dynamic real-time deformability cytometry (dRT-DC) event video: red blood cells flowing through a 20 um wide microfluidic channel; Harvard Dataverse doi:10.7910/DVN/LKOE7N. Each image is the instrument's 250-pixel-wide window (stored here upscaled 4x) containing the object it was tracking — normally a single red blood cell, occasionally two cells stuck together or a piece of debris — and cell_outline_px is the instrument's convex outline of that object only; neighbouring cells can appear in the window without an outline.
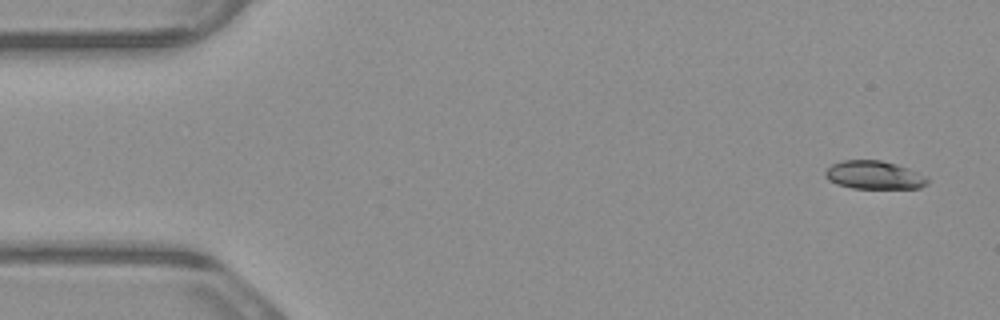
{"species": "common noctule bat (a hibernating species)", "species_latin": "Nyctalus noctula", "temperature_condition": "warm", "stored_images_in_passage": 9, "camera_frame_rate_fps": 3000, "um_per_image_px": 0.085, "animal": {"sex": "male", "body_mass_g": 23.1, "forearm_length_mm": 52.7}, "frame": {"image": 1, "passage_image": 1, "time_ms": 0.0, "image_size_px": [1000, 320], "cell_outline_px": [[928, 184], [920, 188], [852, 188], [836, 184], [828, 180], [824, 176], [824, 172], [832, 164], [844, 160], [880, 160], [896, 164], [908, 168], [924, 176], [928, 180]], "centroid_in_image_um": [74.27, 14.88], "position_along_channel_um": 10.7, "area_um2": 16.76}}
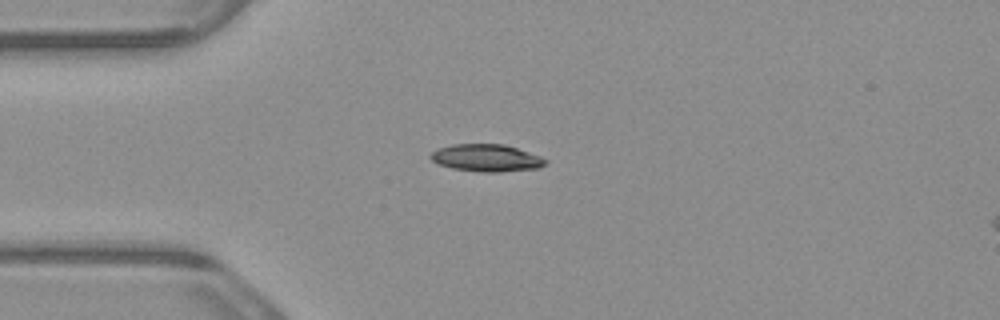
{"frame": {"image": 2, "passage_image": 4, "time_ms": 1.0, "image_size_px": [1000, 320], "cell_outline_px": [[548, 164], [540, 168], [500, 172], [480, 172], [452, 168], [436, 164], [428, 156], [432, 152], [440, 148], [452, 144], [504, 144], [540, 156], [548, 160]], "centroid_in_image_um": [41.36, 13.43], "position_along_channel_um": 43.6, "area_um2": 18.38}}
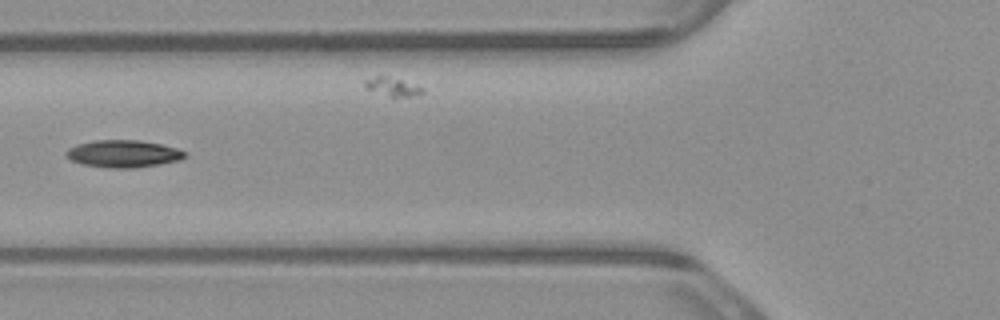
{"frame": {"image": 3, "passage_image": 6, "time_ms": 1.667, "image_size_px": [1000, 320], "cell_outline_px": [[188, 156], [180, 160], [160, 164], [132, 168], [108, 168], [80, 164], [64, 156], [64, 152], [68, 148], [76, 144], [96, 140], [140, 140], [160, 144], [176, 148], [188, 152]], "centroid_in_image_um": [10.47, 13.07], "position_along_channel_um": 115.3, "area_um2": 19.13}}